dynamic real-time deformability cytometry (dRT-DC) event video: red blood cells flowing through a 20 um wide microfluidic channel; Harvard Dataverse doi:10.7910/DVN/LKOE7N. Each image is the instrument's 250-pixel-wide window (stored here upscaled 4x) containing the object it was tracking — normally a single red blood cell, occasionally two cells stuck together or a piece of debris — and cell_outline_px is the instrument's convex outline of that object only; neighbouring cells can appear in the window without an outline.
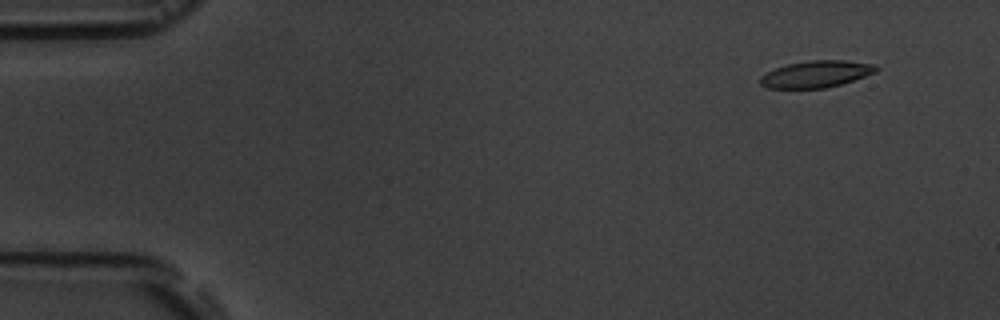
{"species": "common noctule bat (a hibernating species)", "species_latin": "Nyctalus noctula", "temperature_condition": "room temperature", "stored_images_in_passage": 7, "camera_frame_rate_fps": 3000, "um_per_image_px": 0.085, "animal": {"sex": "male", "body_mass_g": 19.5, "forearm_length_mm": 54.6}, "frame": {"image": 1, "passage_image": 2, "time_ms": 1.0, "image_size_px": [1000, 320], "cell_outline_px": [[880, 68], [876, 72], [840, 84], [824, 88], [768, 88], [760, 84], [760, 76], [776, 68], [788, 64], [812, 60], [844, 60], [876, 64]], "centroid_in_image_um": [69.39, 6.29], "position_along_channel_um": 15.6, "area_um2": 17.92}}
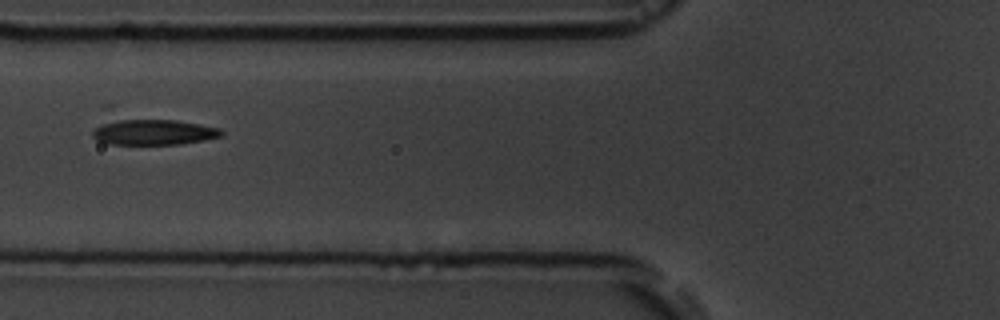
{"frame": {"image": 2, "passage_image": 6, "time_ms": 6.667, "image_size_px": [1000, 320], "cell_outline_px": [[224, 132], [220, 136], [204, 140], [180, 144], [108, 144], [96, 140], [92, 136], [92, 132], [96, 128], [112, 120], [176, 120], [200, 124], [220, 128]], "centroid_in_image_um": [13.07, 11.24], "position_along_channel_um": 112.7, "area_um2": 18.96}}
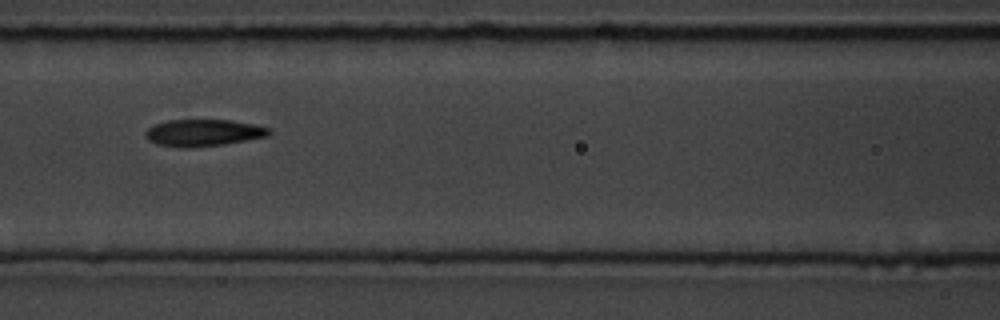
{"frame": {"image": 3, "passage_image": 7, "time_ms": 7.667, "image_size_px": [1000, 320], "cell_outline_px": [[272, 132], [268, 136], [224, 144], [188, 148], [184, 148], [156, 144], [148, 140], [144, 132], [148, 128], [156, 124], [168, 120], [228, 120], [256, 124], [268, 128]], "centroid_in_image_um": [17.28, 11.29], "position_along_channel_um": 149.3, "area_um2": 19.31}}